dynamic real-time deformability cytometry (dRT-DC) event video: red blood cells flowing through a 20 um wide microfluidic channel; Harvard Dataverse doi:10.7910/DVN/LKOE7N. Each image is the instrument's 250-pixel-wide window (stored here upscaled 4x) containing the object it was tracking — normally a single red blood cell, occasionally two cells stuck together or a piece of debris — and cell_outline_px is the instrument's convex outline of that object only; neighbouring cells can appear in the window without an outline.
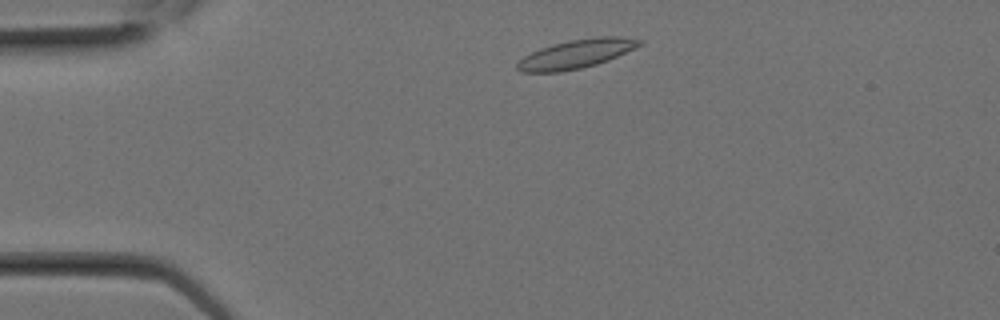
{"species": "Egyptian fruit bat (a non-hibernating species)", "species_latin": "Rousettus aegyptiacus", "temperature_condition": "room temperature", "stored_images_in_passage": 1, "camera_frame_rate_fps": 3000, "um_per_image_px": 0.085, "animal": {"sex": "female"}, "frame": {"image": 1, "passage_image": 1, "time_ms": 0.0, "image_size_px": [1000, 320], "cell_outline_px": [[644, 44], [608, 60], [596, 64], [580, 68], [560, 72], [520, 72], [516, 68], [516, 64], [524, 56], [540, 48], [552, 44], [568, 40], [600, 36], [620, 36], [644, 40]], "centroid_in_image_um": [49.0, 4.57], "position_along_channel_um": 36.0, "area_um2": 20.58}}